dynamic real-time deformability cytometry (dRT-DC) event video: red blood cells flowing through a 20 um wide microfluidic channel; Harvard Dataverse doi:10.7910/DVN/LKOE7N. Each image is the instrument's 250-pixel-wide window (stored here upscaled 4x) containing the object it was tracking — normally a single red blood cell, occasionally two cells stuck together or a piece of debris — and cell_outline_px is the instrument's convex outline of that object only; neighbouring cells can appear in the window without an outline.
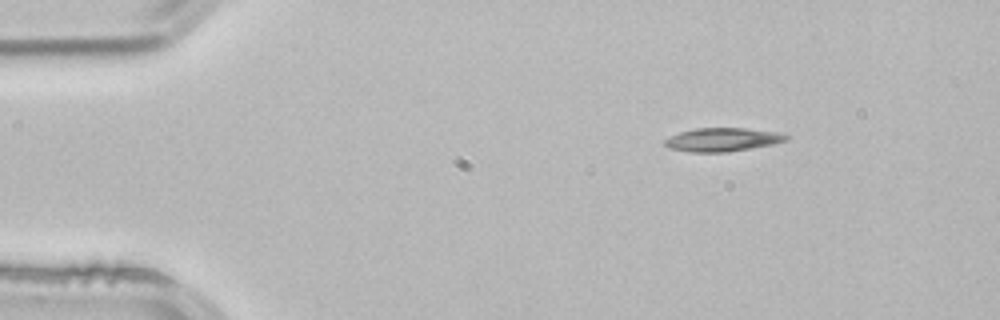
{"species": "common noctule bat (a hibernating species)", "species_latin": "Nyctalus noctula", "temperature_condition": "room temperature", "stored_images_in_passage": 2, "camera_frame_rate_fps": 3000, "um_per_image_px": 0.085, "animal": {"sex": "male", "body_mass_g": 21.5, "forearm_length_mm": 52.0}, "frame": {"image": 1, "passage_image": 1, "time_ms": 0.0, "image_size_px": [1000, 320], "cell_outline_px": [[788, 140], [772, 144], [728, 152], [688, 152], [668, 148], [664, 144], [664, 140], [680, 132], [696, 128], [744, 128], [776, 132], [788, 136]], "centroid_in_image_um": [61.38, 11.87], "position_along_channel_um": 23.6, "area_um2": 16.47}}